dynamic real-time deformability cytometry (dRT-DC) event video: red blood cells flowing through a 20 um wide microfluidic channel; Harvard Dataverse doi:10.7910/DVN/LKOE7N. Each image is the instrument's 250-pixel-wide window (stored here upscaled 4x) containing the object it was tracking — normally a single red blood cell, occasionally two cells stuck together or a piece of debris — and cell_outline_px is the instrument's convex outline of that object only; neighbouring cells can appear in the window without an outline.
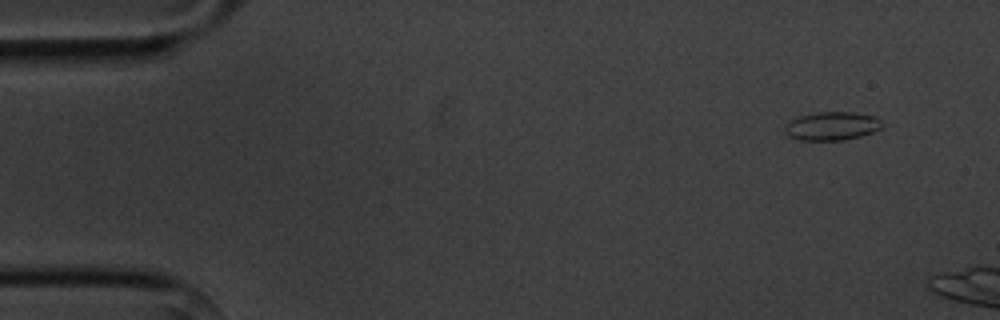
{"species": "common noctule bat (a hibernating species)", "species_latin": "Nyctalus noctula", "temperature_condition": "cold", "stored_images_in_passage": 4, "camera_frame_rate_fps": 3000, "um_per_image_px": 0.085, "animal": {"sex": "male", "body_mass_g": 20.1, "forearm_length_mm": 53.5}, "frame": {"image": 1, "passage_image": 1, "time_ms": 0.0, "image_size_px": [1000, 320], "cell_outline_px": [[884, 124], [880, 128], [872, 132], [860, 136], [844, 140], [800, 140], [788, 136], [784, 132], [784, 128], [788, 120], [800, 116], [816, 112], [852, 112], [876, 116]], "centroid_in_image_um": [70.69, 10.71], "position_along_channel_um": 14.3, "area_um2": 16.24}}